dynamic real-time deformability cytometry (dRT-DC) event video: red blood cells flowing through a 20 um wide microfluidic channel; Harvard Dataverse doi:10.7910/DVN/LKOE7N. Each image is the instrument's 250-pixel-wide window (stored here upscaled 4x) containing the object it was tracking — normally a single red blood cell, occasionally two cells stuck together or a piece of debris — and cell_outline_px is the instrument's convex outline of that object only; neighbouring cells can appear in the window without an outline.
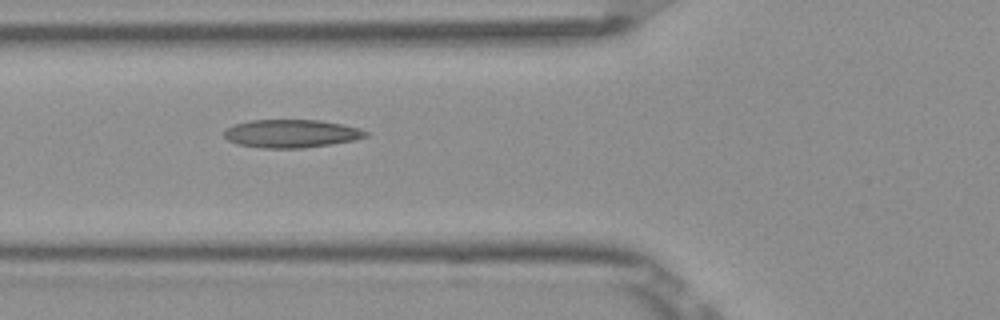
{"species": "Egyptian fruit bat (a non-hibernating species)", "species_latin": "Rousettus aegyptiacus", "temperature_condition": "room temperature", "stored_images_in_passage": 7, "camera_frame_rate_fps": 3000, "um_per_image_px": 0.085, "frame": {"image": 1, "passage_image": 6, "time_ms": 1.667, "image_size_px": [1000, 320], "cell_outline_px": [[368, 136], [356, 140], [304, 148], [264, 148], [236, 144], [228, 140], [224, 136], [224, 132], [228, 128], [236, 124], [252, 120], [320, 120], [360, 128], [368, 132]], "centroid_in_image_um": [24.79, 11.36], "position_along_channel_um": 101.0, "area_um2": 23.12}}
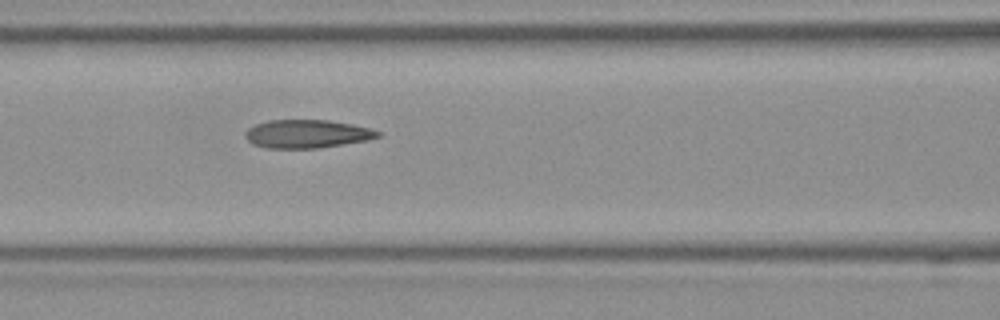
{"frame": {"image": 2, "passage_image": 7, "time_ms": 2.0, "image_size_px": [1000, 320], "cell_outline_px": [[380, 136], [368, 140], [320, 148], [264, 148], [252, 144], [244, 136], [244, 132], [248, 128], [256, 124], [268, 120], [328, 120], [352, 124], [368, 128], [380, 132]], "centroid_in_image_um": [26.05, 11.38], "position_along_channel_um": 140.5, "area_um2": 21.91}}